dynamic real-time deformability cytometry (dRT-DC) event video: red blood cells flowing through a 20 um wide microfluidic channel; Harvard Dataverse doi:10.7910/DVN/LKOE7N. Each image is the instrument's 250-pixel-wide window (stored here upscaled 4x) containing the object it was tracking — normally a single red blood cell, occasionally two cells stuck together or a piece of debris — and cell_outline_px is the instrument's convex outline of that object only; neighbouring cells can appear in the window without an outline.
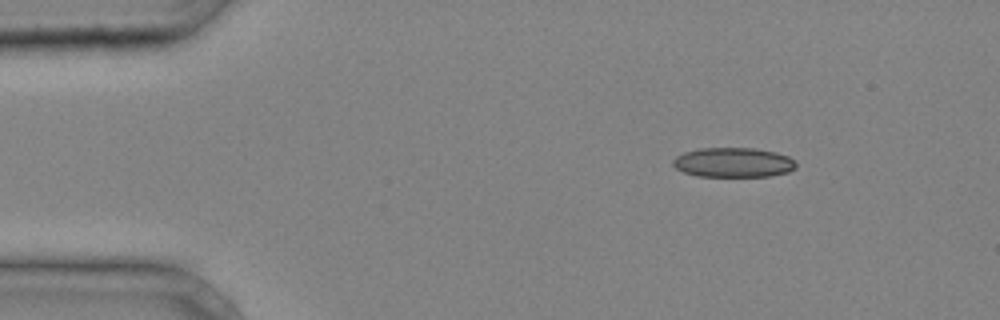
{"species": "common noctule bat (a hibernating species)", "species_latin": "Nyctalus noctula", "temperature_condition": "cold", "stored_images_in_passage": 35, "camera_frame_rate_fps": 3000, "um_per_image_px": 0.085, "animal": {"sex": "male", "body_mass_g": 20.4}, "frame": {"image": 1, "passage_image": 1, "time_ms": 0.0, "image_size_px": [1000, 320], "cell_outline_px": [[796, 168], [788, 172], [768, 176], [696, 176], [684, 172], [676, 168], [672, 164], [672, 160], [676, 156], [684, 152], [700, 148], [756, 148], [776, 152], [788, 156], [796, 160]], "centroid_in_image_um": [62.34, 13.8], "position_along_channel_um": 22.7, "area_um2": 21.39}}
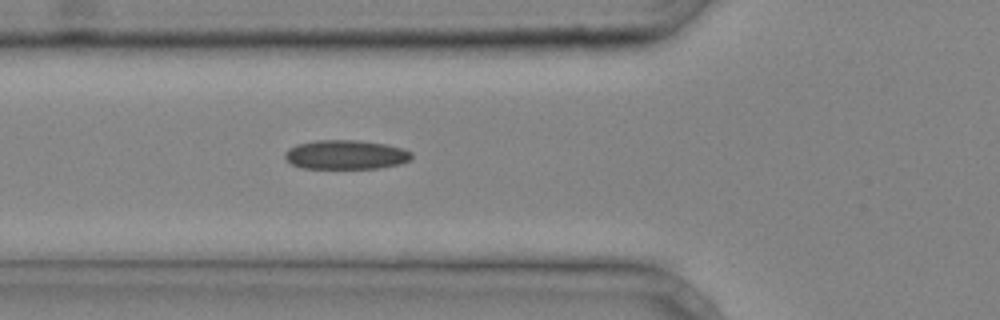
{"frame": {"image": 2, "passage_image": 10, "time_ms": 3.0, "image_size_px": [1000, 320], "cell_outline_px": [[412, 160], [400, 164], [380, 168], [300, 168], [292, 164], [284, 156], [284, 152], [288, 148], [296, 144], [316, 140], [356, 140], [388, 144], [404, 148], [412, 152]], "centroid_in_image_um": [29.42, 13.14], "position_along_channel_um": 96.4, "area_um2": 21.85}}
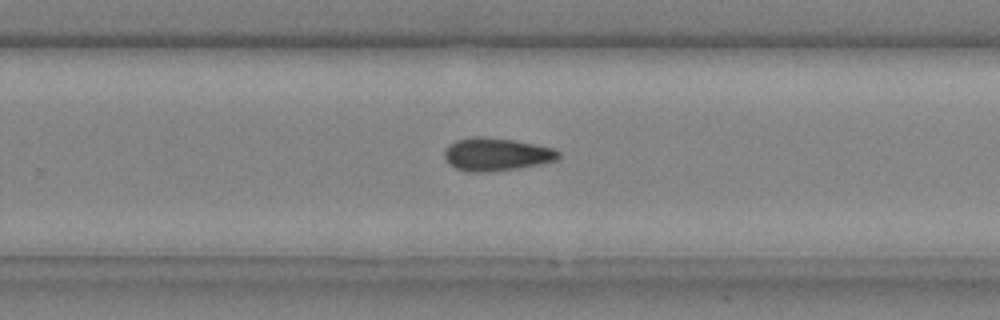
{"frame": {"image": 3, "passage_image": 22, "time_ms": 7.0, "image_size_px": [1000, 320], "cell_outline_px": [[560, 156], [556, 160], [540, 164], [516, 168], [484, 172], [468, 172], [456, 168], [444, 156], [444, 152], [448, 144], [456, 140], [476, 136], [484, 136], [512, 140], [552, 148], [560, 152]], "centroid_in_image_um": [42.17, 13.11], "position_along_channel_um": 287.6, "area_um2": 21.56}}